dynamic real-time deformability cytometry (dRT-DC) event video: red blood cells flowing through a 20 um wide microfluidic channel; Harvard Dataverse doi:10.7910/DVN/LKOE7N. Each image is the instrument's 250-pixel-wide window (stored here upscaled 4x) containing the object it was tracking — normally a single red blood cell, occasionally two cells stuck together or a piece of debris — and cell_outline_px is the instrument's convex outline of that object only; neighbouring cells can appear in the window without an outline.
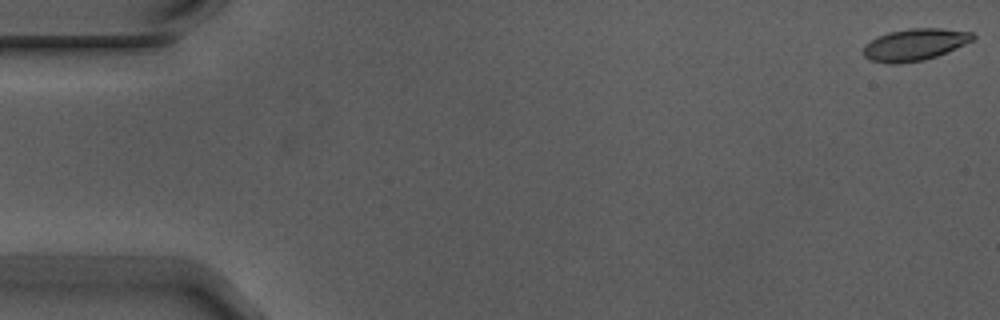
{"species": "Egyptian fruit bat (a non-hibernating species)", "species_latin": "Rousettus aegyptiacus", "temperature_condition": "warm", "stored_images_in_passage": 4, "camera_frame_rate_fps": 3000, "um_per_image_px": 0.085, "animal": {"sex": "male"}, "frame": {"image": 1, "passage_image": 1, "time_ms": 0.0, "image_size_px": [1000, 320], "cell_outline_px": [[976, 36], [972, 40], [964, 44], [936, 56], [924, 60], [896, 64], [888, 64], [868, 60], [864, 56], [864, 44], [876, 36], [888, 32], [912, 28], [940, 28], [972, 32]], "centroid_in_image_um": [77.7, 3.79], "position_along_channel_um": 7.3, "area_um2": 20.35}}